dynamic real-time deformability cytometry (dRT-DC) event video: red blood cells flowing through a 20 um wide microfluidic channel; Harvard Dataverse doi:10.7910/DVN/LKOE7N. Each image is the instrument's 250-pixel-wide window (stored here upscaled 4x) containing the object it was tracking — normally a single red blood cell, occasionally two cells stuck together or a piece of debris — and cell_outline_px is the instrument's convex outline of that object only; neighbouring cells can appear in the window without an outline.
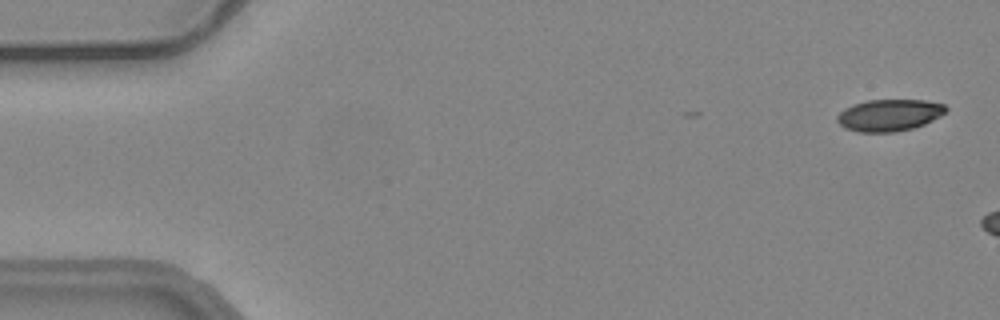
{"species": "common noctule bat (a hibernating species)", "species_latin": "Nyctalus noctula", "temperature_condition": "warm", "stored_images_in_passage": 7, "camera_frame_rate_fps": 3000, "um_per_image_px": 0.085, "animal": {"sex": "female", "body_mass_g": 24.6, "forearm_length_mm": 56.2}, "frame": {"image": 1, "passage_image": 2, "time_ms": 0.333, "image_size_px": [1000, 320], "cell_outline_px": [[948, 108], [940, 116], [924, 124], [912, 128], [896, 132], [860, 132], [844, 128], [836, 120], [836, 116], [844, 108], [852, 104], [868, 100], [924, 100], [944, 104]], "centroid_in_image_um": [75.56, 9.78], "position_along_channel_um": 9.4, "area_um2": 20.17}}